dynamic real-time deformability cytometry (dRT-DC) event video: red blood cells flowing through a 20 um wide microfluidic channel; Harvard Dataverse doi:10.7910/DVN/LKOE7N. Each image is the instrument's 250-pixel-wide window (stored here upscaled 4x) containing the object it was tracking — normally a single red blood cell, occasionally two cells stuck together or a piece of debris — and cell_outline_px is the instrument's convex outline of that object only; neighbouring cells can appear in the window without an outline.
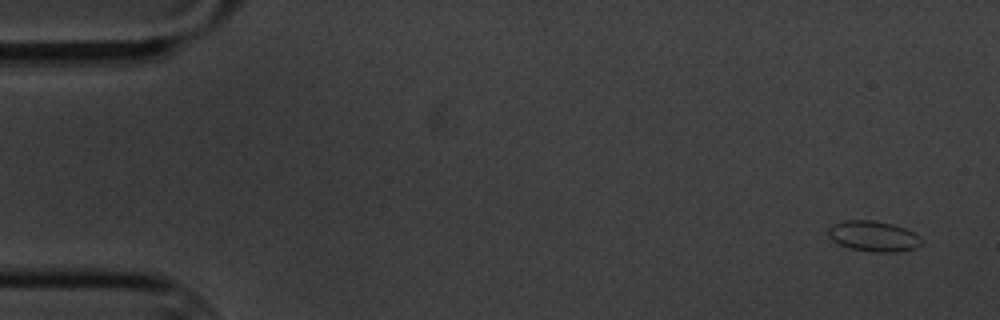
{"species": "common noctule bat (a hibernating species)", "species_latin": "Nyctalus noctula", "temperature_condition": "cold", "stored_images_in_passage": 4, "camera_frame_rate_fps": 3000, "um_per_image_px": 0.085, "animal": {"sex": "male", "body_mass_g": 20.1, "forearm_length_mm": 53.5}, "frame": {"image": 1, "passage_image": 1, "time_ms": 0.0, "image_size_px": [1000, 320], "cell_outline_px": [[920, 244], [916, 248], [896, 252], [872, 252], [848, 248], [832, 240], [828, 236], [828, 232], [832, 224], [844, 220], [872, 220], [892, 224], [904, 228], [920, 236]], "centroid_in_image_um": [74.22, 20.08], "position_along_channel_um": 10.8, "area_um2": 16.53}}
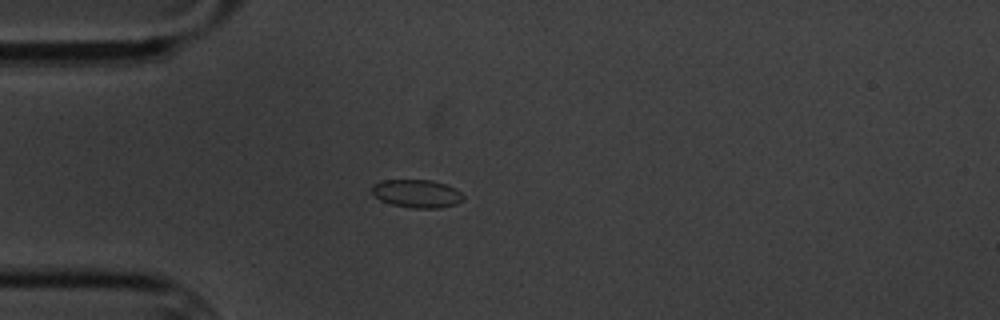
{"frame": {"image": 2, "passage_image": 4, "time_ms": 4.333, "image_size_px": [1000, 320], "cell_outline_px": [[464, 200], [456, 204], [440, 208], [412, 208], [392, 204], [380, 200], [372, 192], [372, 184], [384, 180], [432, 180], [456, 188], [464, 196]], "centroid_in_image_um": [35.45, 16.46], "position_along_channel_um": 49.5, "area_um2": 14.97}}